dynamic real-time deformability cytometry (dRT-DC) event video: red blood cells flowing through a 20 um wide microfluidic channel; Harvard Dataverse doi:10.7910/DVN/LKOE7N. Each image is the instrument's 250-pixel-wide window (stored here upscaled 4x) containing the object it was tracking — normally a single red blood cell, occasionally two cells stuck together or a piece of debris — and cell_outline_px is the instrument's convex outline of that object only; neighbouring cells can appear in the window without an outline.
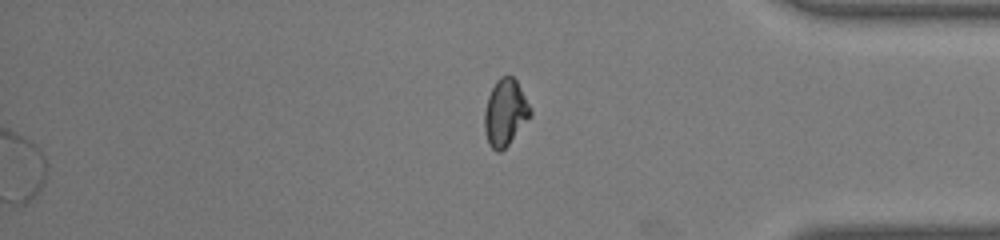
{"species": "common noctule bat (a hibernating species)", "species_latin": "Nyctalus noctula", "temperature_condition": "warm", "stored_images_in_passage": 33, "segment_of_instrument_passage": [2, 2], "camera_frame_rate_fps": 3000, "um_per_image_px": 0.085, "animal": {"sex": "male", "body_mass_g": 19.0, "forearm_length_mm": 50.8}, "frame": {"image": 1, "passage_image": 33, "time_ms": 10.667, "image_size_px": [1000, 240], "cell_outline_px": [[532, 116], [508, 144], [500, 152], [496, 152], [488, 144], [484, 132], [484, 112], [488, 96], [496, 80], [500, 76], [512, 76], [516, 80], [532, 108]], "centroid_in_image_um": [42.95, 9.57], "position_along_channel_um": 392.3, "area_um2": 17.98}}